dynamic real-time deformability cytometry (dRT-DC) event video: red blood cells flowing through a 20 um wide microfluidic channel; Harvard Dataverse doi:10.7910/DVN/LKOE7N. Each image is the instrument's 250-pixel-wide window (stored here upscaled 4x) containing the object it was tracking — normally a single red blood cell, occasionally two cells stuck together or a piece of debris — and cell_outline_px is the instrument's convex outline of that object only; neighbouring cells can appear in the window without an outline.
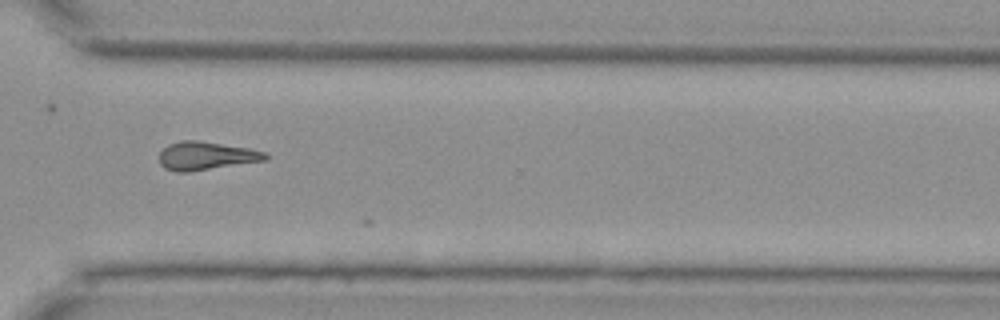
{"species": "Egyptian fruit bat (a non-hibernating species)", "species_latin": "Rousettus aegyptiacus", "temperature_condition": "cold", "stored_images_in_passage": 10, "camera_frame_rate_fps": 3000, "um_per_image_px": 0.085, "animal": {"sex": "female"}, "frame": {"image": 1, "passage_image": 8, "time_ms": 8.667, "image_size_px": [1000, 320], "cell_outline_px": [[268, 156], [264, 160], [188, 172], [176, 172], [164, 168], [160, 164], [160, 152], [168, 144], [180, 140], [196, 140], [252, 148], [268, 152]], "centroid_in_image_um": [17.51, 13.23], "position_along_channel_um": 353.1, "area_um2": 17.51}}